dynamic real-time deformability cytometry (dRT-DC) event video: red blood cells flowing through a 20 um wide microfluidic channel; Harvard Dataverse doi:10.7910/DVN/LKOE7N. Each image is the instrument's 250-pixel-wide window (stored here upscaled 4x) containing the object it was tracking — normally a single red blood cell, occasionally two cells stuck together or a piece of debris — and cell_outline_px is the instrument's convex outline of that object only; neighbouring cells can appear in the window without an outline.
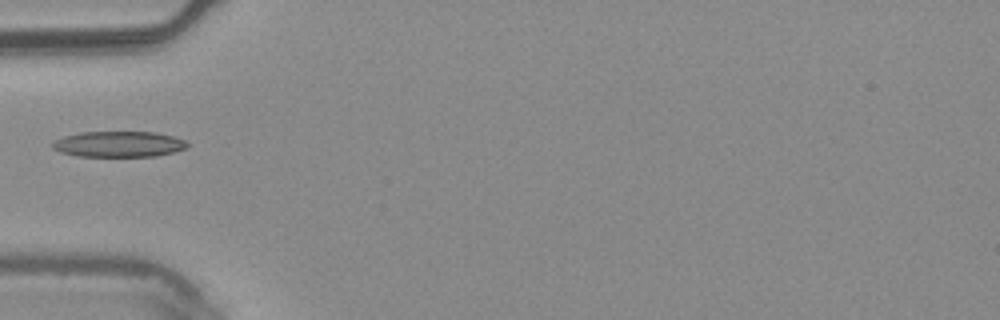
{"species": "common noctule bat (a hibernating species)", "species_latin": "Nyctalus noctula", "temperature_condition": "warm", "stored_images_in_passage": 3, "camera_frame_rate_fps": 3000, "um_per_image_px": 0.085, "animal": {"sex": "male", "body_mass_g": 20.4}, "frame": {"image": 1, "passage_image": 2, "time_ms": 0.333, "image_size_px": [1000, 320], "cell_outline_px": [[188, 148], [156, 156], [76, 156], [60, 152], [52, 148], [52, 144], [56, 140], [64, 136], [80, 132], [156, 132], [172, 136], [184, 140], [188, 144]], "centroid_in_image_um": [10.09, 12.25], "position_along_channel_um": 74.9, "area_um2": 20.17}}